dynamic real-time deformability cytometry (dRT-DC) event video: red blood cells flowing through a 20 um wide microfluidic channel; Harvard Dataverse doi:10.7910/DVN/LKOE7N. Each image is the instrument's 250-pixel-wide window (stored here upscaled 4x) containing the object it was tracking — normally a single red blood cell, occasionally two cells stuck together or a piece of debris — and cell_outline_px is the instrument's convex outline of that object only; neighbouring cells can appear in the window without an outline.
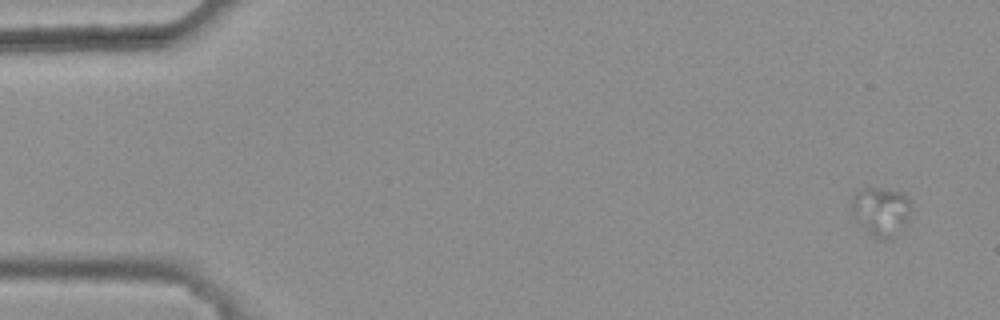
{"species": "common noctule bat (a hibernating species)", "species_latin": "Nyctalus noctula", "temperature_condition": "warm", "stored_images_in_passage": 20, "camera_frame_rate_fps": 3000, "um_per_image_px": 0.085, "animal": {"sex": "female", "body_mass_g": 25.1}, "frame": {"image": 1, "passage_image": 2, "time_ms": 0.333, "image_size_px": [1000, 320], "cell_outline_px": [[908, 220], [892, 240], [880, 240], [872, 236], [856, 220], [852, 212], [852, 200], [856, 192], [864, 188], [888, 188], [900, 192], [908, 196]], "centroid_in_image_um": [74.87, 17.98], "position_along_channel_um": 10.1, "area_um2": 16.82}}
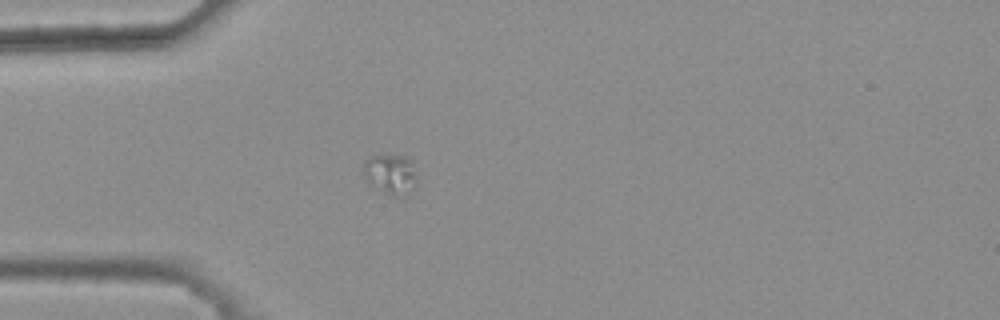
{"frame": {"image": 2, "passage_image": 15, "time_ms": 4.667, "image_size_px": [1000, 320], "cell_outline_px": [[416, 176], [408, 196], [404, 200], [388, 196], [368, 184], [364, 176], [364, 160], [372, 156], [388, 152], [408, 156], [412, 160]], "centroid_in_image_um": [33.19, 14.81], "position_along_channel_um": 51.8, "area_um2": 13.41}}